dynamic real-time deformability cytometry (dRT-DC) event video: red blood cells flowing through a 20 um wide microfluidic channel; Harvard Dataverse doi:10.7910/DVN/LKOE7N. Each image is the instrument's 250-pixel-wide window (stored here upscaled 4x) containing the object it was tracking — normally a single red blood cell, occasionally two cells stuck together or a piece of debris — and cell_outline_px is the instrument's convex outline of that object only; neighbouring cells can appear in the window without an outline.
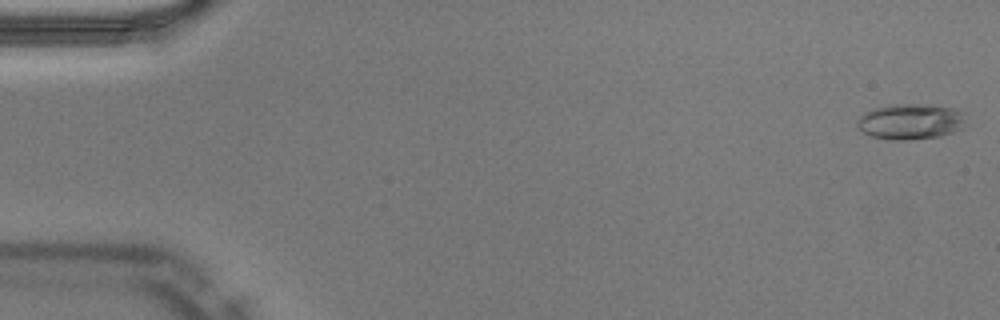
{"species": "Egyptian fruit bat (a non-hibernating species)", "species_latin": "Rousettus aegyptiacus", "temperature_condition": "warm", "stored_images_in_passage": 50, "segment_of_instrument_passage": [1, 2], "camera_frame_rate_fps": 3000, "um_per_image_px": 0.085, "animal": {"sex": "male"}, "frame": {"image": 1, "passage_image": 1, "time_ms": 0.0, "image_size_px": [1000, 320], "cell_outline_px": [[964, 128], [940, 136], [908, 140], [892, 140], [872, 136], [864, 132], [856, 124], [856, 120], [864, 112], [872, 108], [892, 104], [928, 104], [956, 108], [964, 112]], "centroid_in_image_um": [77.41, 10.32], "position_along_channel_um": 7.6, "area_um2": 22.83}}
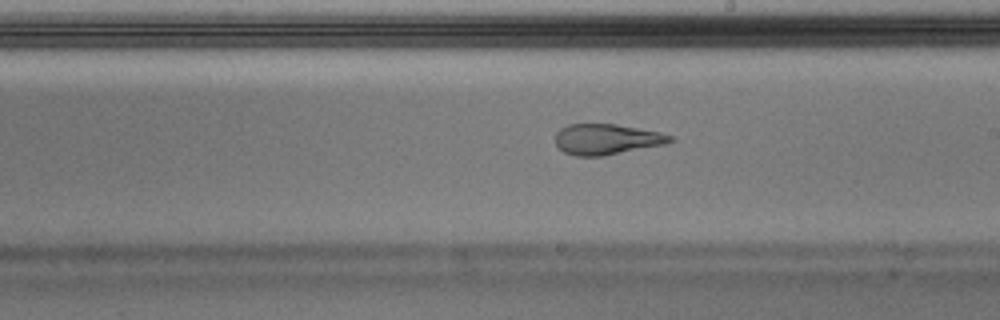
{"frame": {"image": 2, "passage_image": 29, "time_ms": 9.333, "image_size_px": [1000, 320], "cell_outline_px": [[676, 140], [664, 144], [604, 156], [576, 156], [564, 152], [556, 144], [556, 132], [560, 128], [568, 124], [616, 124], [660, 132], [672, 136]], "centroid_in_image_um": [51.56, 11.83], "position_along_channel_um": 237.4, "area_um2": 20.46}}
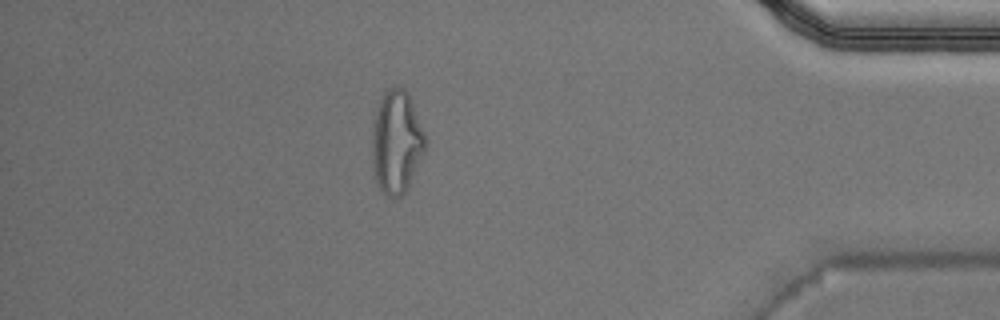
{"frame": {"image": 3, "passage_image": 44, "time_ms": 14.333, "image_size_px": [1000, 320], "cell_outline_px": [[424, 152], [408, 188], [400, 196], [388, 196], [380, 188], [372, 176], [372, 124], [380, 100], [384, 92], [388, 88], [396, 84], [404, 88], [408, 92], [412, 100], [424, 136]], "centroid_in_image_um": [33.66, 12.05], "position_along_channel_um": 401.5, "area_um2": 31.96}}